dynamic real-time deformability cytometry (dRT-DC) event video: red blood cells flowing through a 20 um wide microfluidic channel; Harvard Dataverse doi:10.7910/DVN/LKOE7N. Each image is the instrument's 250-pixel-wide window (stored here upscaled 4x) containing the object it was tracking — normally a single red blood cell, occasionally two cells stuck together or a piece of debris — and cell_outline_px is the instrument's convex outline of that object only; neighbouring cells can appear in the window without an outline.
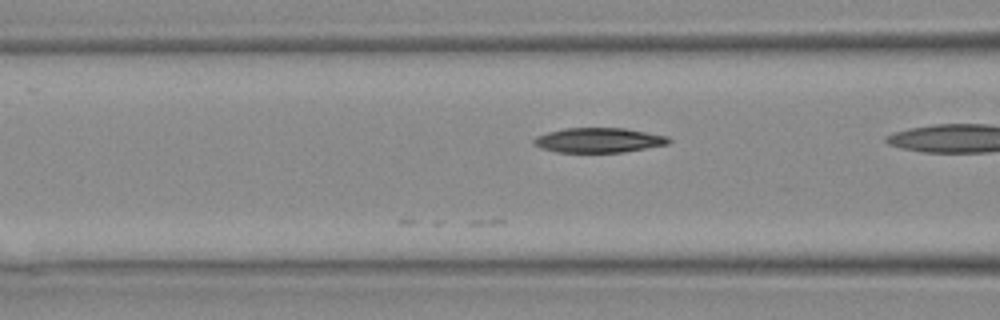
{"species": "Egyptian fruit bat (a non-hibernating species)", "species_latin": "Rousettus aegyptiacus", "temperature_condition": "warm", "stored_images_in_passage": 10, "camera_frame_rate_fps": 3000, "um_per_image_px": 0.085, "animal": {"sex": "female"}, "frame": {"image": 1, "passage_image": 8, "time_ms": 2.333, "image_size_px": [1000, 320], "cell_outline_px": [[672, 140], [668, 144], [624, 152], [556, 152], [540, 148], [532, 144], [532, 140], [536, 136], [548, 132], [564, 128], [624, 128], [668, 136]], "centroid_in_image_um": [50.86, 11.92], "position_along_channel_um": 115.7, "area_um2": 19.54}}